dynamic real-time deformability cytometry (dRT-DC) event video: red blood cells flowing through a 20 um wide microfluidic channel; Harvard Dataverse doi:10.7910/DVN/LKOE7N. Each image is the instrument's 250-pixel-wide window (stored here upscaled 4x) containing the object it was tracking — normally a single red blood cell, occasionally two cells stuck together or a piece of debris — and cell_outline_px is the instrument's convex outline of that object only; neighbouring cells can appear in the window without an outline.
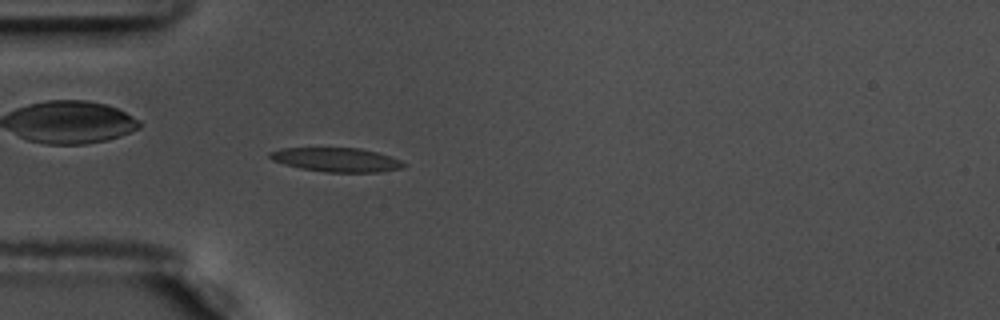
{"species": "common noctule bat (a hibernating species)", "species_latin": "Nyctalus noctula", "temperature_condition": "warm", "stored_images_in_passage": 56, "camera_frame_rate_fps": 3000, "um_per_image_px": 0.085, "animal": {"sex": "male", "body_mass_g": 17.5, "forearm_length_mm": 52.3}, "frame": {"image": 1, "passage_image": 17, "time_ms": 5.333, "image_size_px": [1000, 320], "cell_outline_px": [[408, 164], [404, 168], [380, 172], [324, 172], [300, 168], [284, 164], [272, 160], [268, 156], [268, 152], [280, 148], [360, 148], [376, 152], [400, 160]], "centroid_in_image_um": [28.59, 13.58], "position_along_channel_um": 56.4, "area_um2": 18.84}}
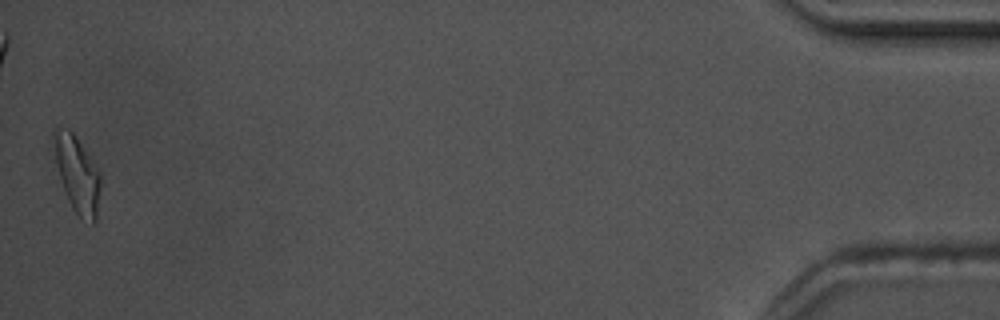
{"frame": {"image": 2, "passage_image": 56, "time_ms": 18.333, "image_size_px": [1000, 320], "cell_outline_px": [[100, 188], [96, 220], [92, 224], [80, 220], [72, 208], [68, 200], [60, 180], [56, 164], [52, 136], [52, 128], [56, 124], [60, 124], [68, 128], [76, 136], [100, 172]], "centroid_in_image_um": [6.53, 14.77], "position_along_channel_um": 428.7, "area_um2": 21.27}, "authors_computed_cell_mechanics": {"area_um2": 18.9295, "velocity_mm_per_s": 3.6297, "shape_relaxation_time_tau1_ms": 6.6958, "shape_relaxation_time_tau2_ms": 2.9098, "deformation_change_tau1": 0.1744, "deformation_change_tau2": 0.1094}}